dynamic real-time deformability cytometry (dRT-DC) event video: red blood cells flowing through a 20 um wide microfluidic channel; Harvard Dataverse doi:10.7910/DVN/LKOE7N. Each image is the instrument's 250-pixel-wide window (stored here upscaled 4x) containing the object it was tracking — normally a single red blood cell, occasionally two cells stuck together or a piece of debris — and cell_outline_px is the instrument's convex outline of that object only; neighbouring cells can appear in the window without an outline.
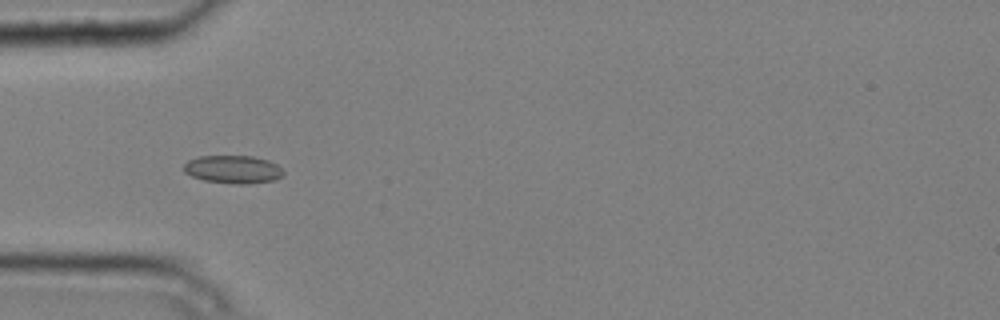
{"species": "common noctule bat (a hibernating species)", "species_latin": "Nyctalus noctula", "temperature_condition": "cold", "stored_images_in_passage": 7, "camera_frame_rate_fps": 3000, "um_per_image_px": 0.085, "animal": {"sex": "male", "body_mass_g": 20.4}, "frame": {"image": 1, "passage_image": 3, "time_ms": 0.667, "image_size_px": [1000, 320], "cell_outline_px": [[284, 176], [276, 180], [248, 184], [232, 184], [204, 180], [192, 176], [184, 172], [184, 164], [188, 160], [196, 156], [252, 156], [268, 160], [276, 164], [284, 172]], "centroid_in_image_um": [19.82, 14.4], "position_along_channel_um": 65.2, "area_um2": 16.42}}
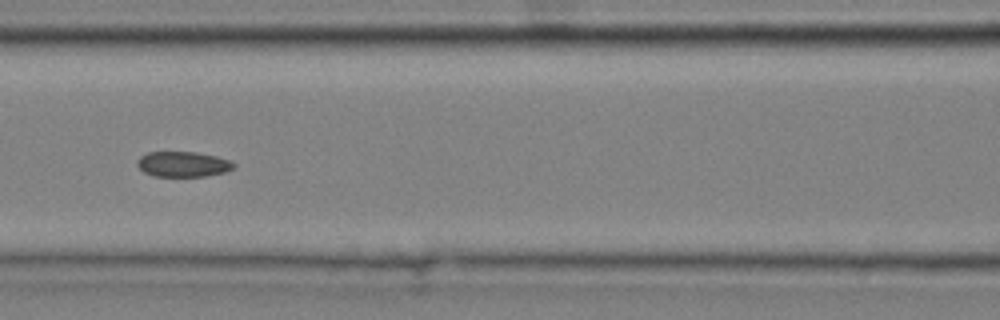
{"frame": {"image": 2, "passage_image": 5, "time_ms": 1.333, "image_size_px": [1000, 320], "cell_outline_px": [[236, 164], [232, 168], [224, 172], [204, 176], [152, 176], [144, 172], [136, 164], [136, 160], [140, 156], [148, 152], [196, 152], [216, 156], [232, 160]], "centroid_in_image_um": [15.54, 13.95], "position_along_channel_um": 151.1, "area_um2": 14.28}}
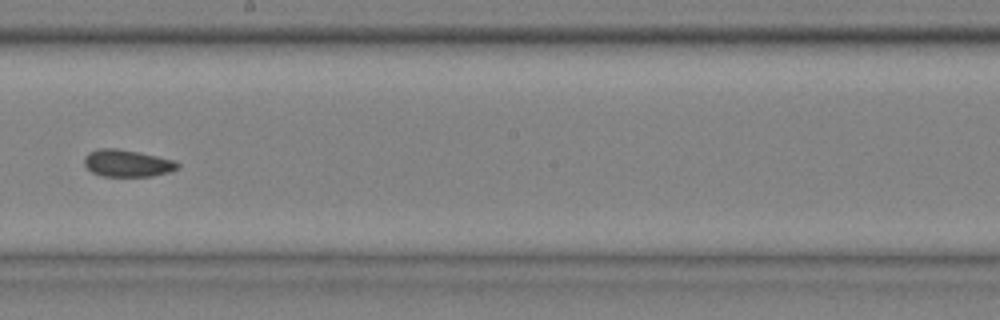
{"frame": {"image": 3, "passage_image": 7, "time_ms": 2.0, "image_size_px": [1000, 320], "cell_outline_px": [[180, 168], [168, 172], [152, 176], [100, 176], [92, 172], [84, 164], [84, 156], [88, 152], [96, 148], [116, 148], [140, 152], [172, 160], [180, 164]], "centroid_in_image_um": [10.78, 13.87], "position_along_channel_um": 237.4, "area_um2": 14.8}}